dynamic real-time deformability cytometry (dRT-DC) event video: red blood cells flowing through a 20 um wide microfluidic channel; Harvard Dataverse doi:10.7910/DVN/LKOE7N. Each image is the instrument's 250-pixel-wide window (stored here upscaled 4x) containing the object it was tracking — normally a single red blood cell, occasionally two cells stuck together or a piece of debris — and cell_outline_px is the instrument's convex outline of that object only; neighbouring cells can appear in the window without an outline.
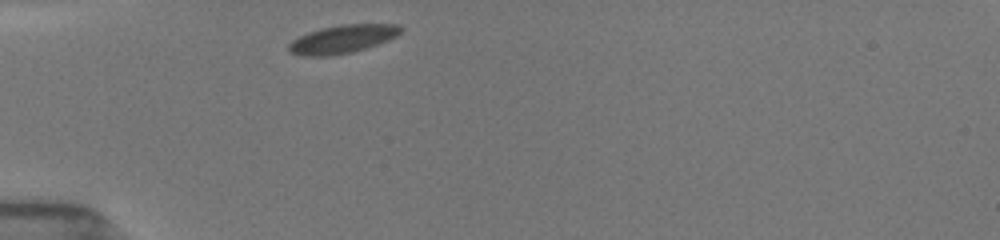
{"species": "common noctule bat (a hibernating species)", "species_latin": "Nyctalus noctula", "temperature_condition": "room temperature", "stored_images_in_passage": 7, "camera_frame_rate_fps": 3000, "um_per_image_px": 0.085, "animal": {"sex": "female", "body_mass_g": 19.5, "forearm_length_mm": 54.1}, "frame": {"image": 1, "passage_image": 1, "time_ms": 0.0, "image_size_px": [1000, 240], "cell_outline_px": [[404, 28], [396, 36], [388, 40], [352, 52], [332, 56], [300, 56], [288, 52], [288, 44], [292, 40], [308, 32], [320, 28], [340, 24], [400, 24]], "centroid_in_image_um": [29.08, 3.32], "position_along_channel_um": 55.9, "area_um2": 18.55}}
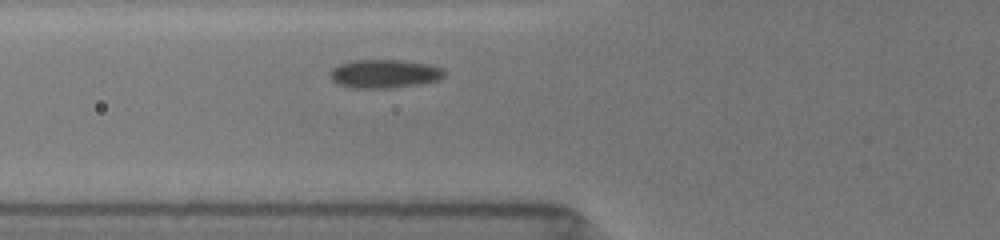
{"frame": {"image": 2, "passage_image": 4, "time_ms": 1.333, "image_size_px": [1000, 240], "cell_outline_px": [[448, 72], [440, 80], [420, 84], [392, 88], [352, 88], [336, 84], [328, 76], [328, 72], [332, 68], [340, 64], [356, 60], [400, 60], [428, 64], [444, 68]], "centroid_in_image_um": [32.69, 6.28], "position_along_channel_um": 93.1, "area_um2": 19.36}}
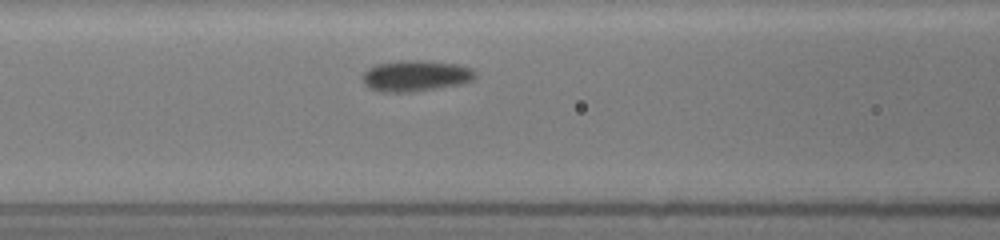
{"frame": {"image": 3, "passage_image": 7, "time_ms": 2.333, "image_size_px": [1000, 240], "cell_outline_px": [[476, 76], [472, 80], [460, 84], [412, 92], [380, 92], [368, 88], [364, 84], [360, 76], [368, 68], [376, 64], [400, 60], [424, 60], [456, 64], [472, 68], [476, 72]], "centroid_in_image_um": [35.28, 6.44], "position_along_channel_um": 131.3, "area_um2": 20.63}}